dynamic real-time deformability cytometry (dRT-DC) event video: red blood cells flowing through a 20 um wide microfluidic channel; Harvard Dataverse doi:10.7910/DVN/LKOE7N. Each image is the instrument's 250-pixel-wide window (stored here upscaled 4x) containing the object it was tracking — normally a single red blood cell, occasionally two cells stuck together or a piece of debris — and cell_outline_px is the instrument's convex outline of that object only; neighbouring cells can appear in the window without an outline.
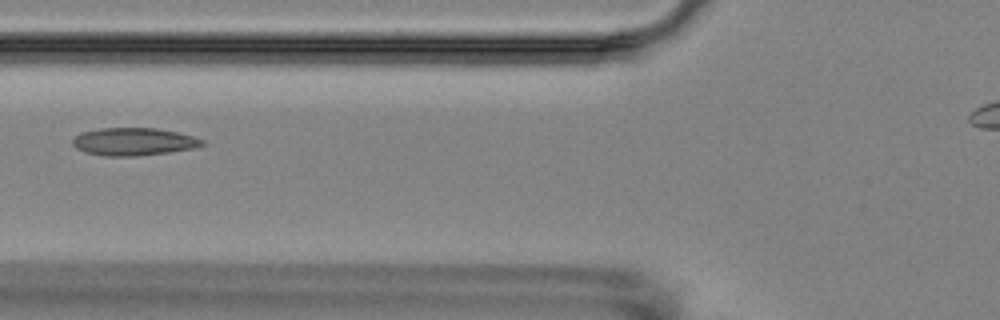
{"species": "Egyptian fruit bat (a non-hibernating species)", "species_latin": "Rousettus aegyptiacus", "temperature_condition": "room temperature", "stored_images_in_passage": 3, "camera_frame_rate_fps": 3000, "um_per_image_px": 0.085, "animal": {"sex": "female"}, "frame": {"image": 1, "passage_image": 3, "time_ms": 2.333, "image_size_px": [1000, 320], "cell_outline_px": [[204, 144], [196, 148], [168, 152], [136, 156], [104, 156], [84, 152], [76, 148], [72, 144], [72, 140], [80, 132], [100, 128], [156, 128], [176, 132], [192, 136], [204, 140]], "centroid_in_image_um": [11.33, 12.04], "position_along_channel_um": 114.5, "area_um2": 20.92}}